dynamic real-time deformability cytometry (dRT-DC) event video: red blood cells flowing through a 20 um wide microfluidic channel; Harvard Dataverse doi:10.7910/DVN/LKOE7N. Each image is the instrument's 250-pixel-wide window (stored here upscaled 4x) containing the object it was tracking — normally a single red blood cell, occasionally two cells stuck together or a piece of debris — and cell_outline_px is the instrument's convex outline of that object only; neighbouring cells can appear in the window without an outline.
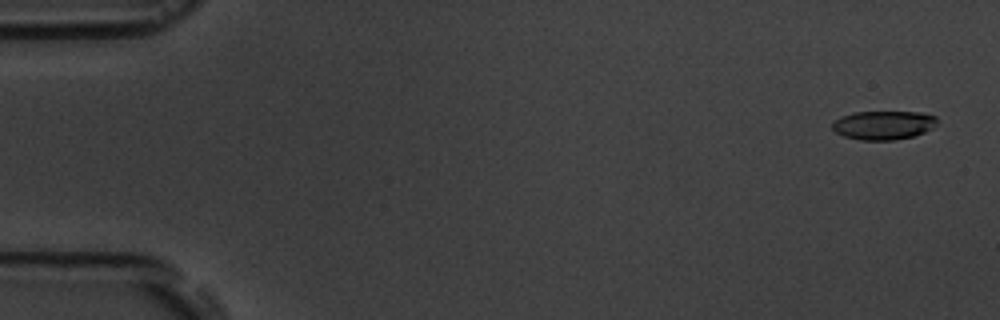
{"species": "common noctule bat (a hibernating species)", "species_latin": "Nyctalus noctula", "temperature_condition": "room temperature", "stored_images_in_passage": 5, "camera_frame_rate_fps": 3000, "um_per_image_px": 0.085, "animal": {"sex": "male", "body_mass_g": 19.5, "forearm_length_mm": 54.6}, "frame": {"image": 1, "passage_image": 1, "time_ms": 0.0, "image_size_px": [1000, 320], "cell_outline_px": [[936, 124], [932, 128], [924, 132], [912, 136], [892, 140], [860, 140], [844, 136], [836, 132], [832, 128], [832, 124], [836, 120], [844, 116], [856, 112], [920, 112], [936, 116]], "centroid_in_image_um": [75.11, 10.64], "position_along_channel_um": 9.9, "area_um2": 17.34}}